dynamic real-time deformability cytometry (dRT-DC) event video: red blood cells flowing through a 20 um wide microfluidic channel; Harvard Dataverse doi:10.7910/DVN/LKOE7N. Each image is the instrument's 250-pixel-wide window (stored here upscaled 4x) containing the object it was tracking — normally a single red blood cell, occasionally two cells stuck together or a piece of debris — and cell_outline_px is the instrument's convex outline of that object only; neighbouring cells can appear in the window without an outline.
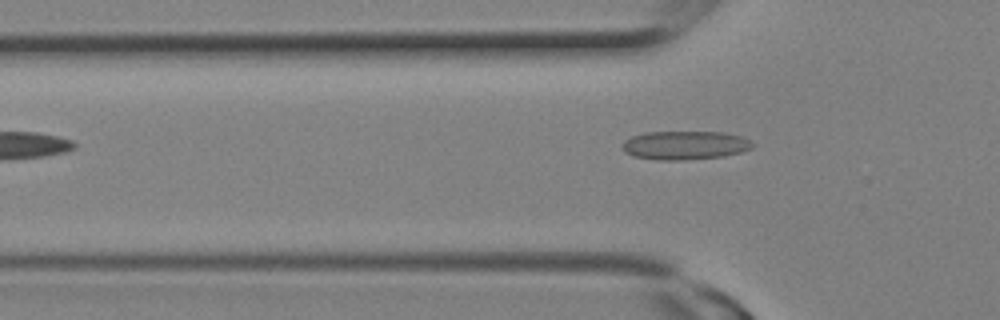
{"species": "Egyptian fruit bat (a non-hibernating species)", "species_latin": "Rousettus aegyptiacus", "temperature_condition": "room temperature", "stored_images_in_passage": 8, "camera_frame_rate_fps": 3000, "um_per_image_px": 0.085, "animal": {"sex": "female"}, "frame": {"image": 1, "passage_image": 8, "time_ms": 2.333, "image_size_px": [1000, 320], "cell_outline_px": [[756, 144], [752, 148], [740, 152], [724, 156], [684, 160], [656, 160], [632, 156], [624, 152], [624, 140], [632, 136], [648, 132], [724, 132], [740, 136]], "centroid_in_image_um": [58.22, 12.35], "position_along_channel_um": 67.6, "area_um2": 21.73}}